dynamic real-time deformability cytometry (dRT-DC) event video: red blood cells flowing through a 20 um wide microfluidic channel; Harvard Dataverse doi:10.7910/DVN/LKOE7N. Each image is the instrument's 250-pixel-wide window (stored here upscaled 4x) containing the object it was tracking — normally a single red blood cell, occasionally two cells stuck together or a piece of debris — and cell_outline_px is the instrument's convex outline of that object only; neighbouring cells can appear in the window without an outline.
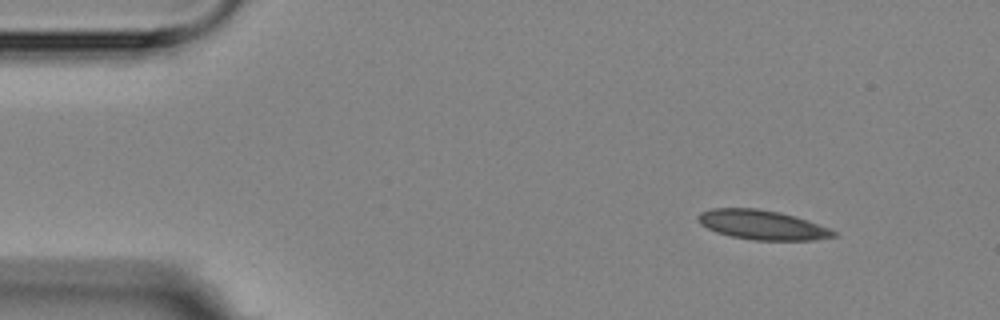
{"species": "Egyptian fruit bat (a non-hibernating species)", "species_latin": "Rousettus aegyptiacus", "temperature_condition": "room temperature", "stored_images_in_passage": 4, "camera_frame_rate_fps": 3000, "um_per_image_px": 0.085, "animal": {"sex": "female"}, "frame": {"image": 1, "passage_image": 1, "time_ms": 0.0, "image_size_px": [1000, 320], "cell_outline_px": [[836, 236], [812, 240], [752, 240], [732, 236], [716, 232], [700, 224], [696, 216], [700, 212], [712, 208], [756, 208], [780, 212], [796, 216], [808, 220], [828, 228], [836, 232]], "centroid_in_image_um": [64.76, 19.1], "position_along_channel_um": 20.2, "area_um2": 23.24}}
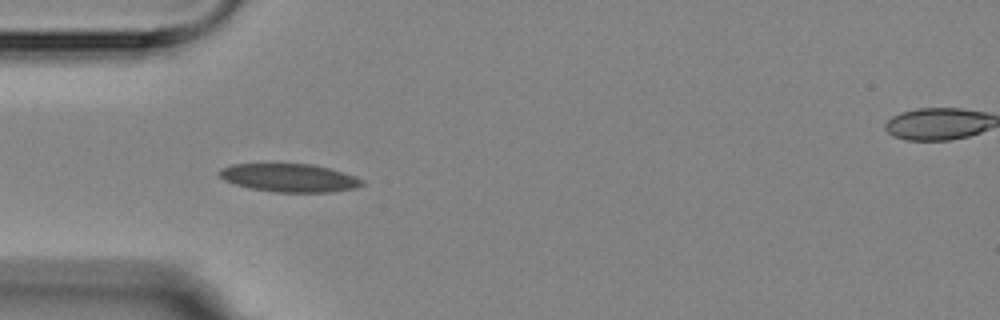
{"frame": {"image": 2, "passage_image": 4, "time_ms": 3.333, "image_size_px": [1000, 320], "cell_outline_px": [[364, 184], [356, 188], [332, 192], [276, 192], [248, 188], [224, 180], [220, 176], [220, 168], [232, 164], [312, 164], [328, 168], [356, 176], [364, 180]], "centroid_in_image_um": [24.62, 15.12], "position_along_channel_um": 60.4, "area_um2": 23.41}}